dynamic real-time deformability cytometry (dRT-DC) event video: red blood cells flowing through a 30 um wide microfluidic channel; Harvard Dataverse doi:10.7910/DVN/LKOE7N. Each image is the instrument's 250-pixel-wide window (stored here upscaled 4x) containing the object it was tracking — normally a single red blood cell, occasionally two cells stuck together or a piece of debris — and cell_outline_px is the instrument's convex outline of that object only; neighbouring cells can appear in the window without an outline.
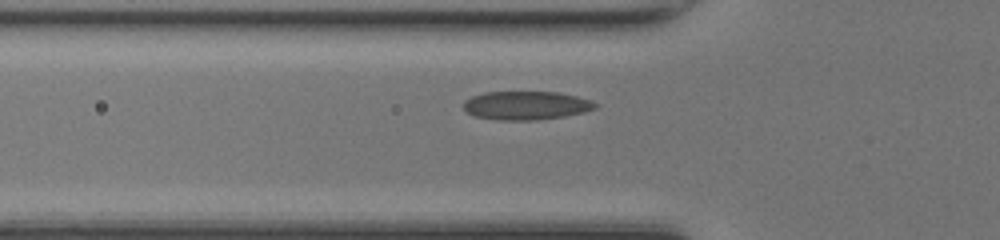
{"species": "common noctule bat (a hibernating species)", "species_latin": "Nyctalus noctula", "temperature_condition": "room temperature", "stored_images_in_passage": 34, "camera_frame_rate_fps": 3000, "um_per_image_px": 0.085, "animal": {"sex": "female", "body_mass_g": 17.0, "forearm_length_mm": 48.0}, "frame": {"image": 1, "passage_image": 2, "time_ms": 0.333, "image_size_px": [1000, 240], "cell_outline_px": [[600, 104], [596, 108], [584, 112], [564, 116], [536, 120], [500, 120], [476, 116], [468, 112], [464, 108], [464, 100], [472, 96], [484, 92], [560, 92], [592, 100]], "centroid_in_image_um": [44.76, 8.95], "position_along_channel_um": 81.0, "area_um2": 21.96}}
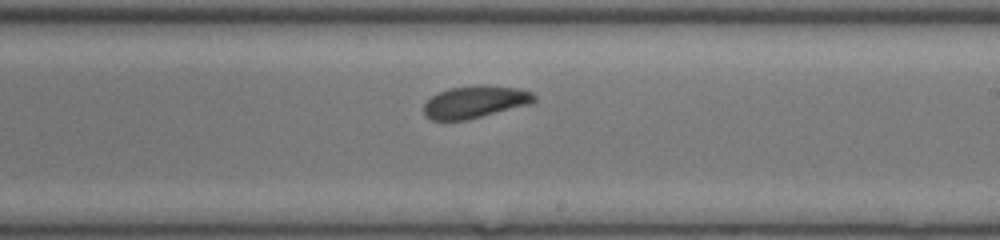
{"frame": {"image": 2, "passage_image": 14, "time_ms": 4.333, "image_size_px": [1000, 240], "cell_outline_px": [[536, 100], [532, 104], [464, 120], [432, 120], [424, 116], [424, 104], [436, 92], [448, 88], [480, 84], [484, 84], [520, 88], [532, 92], [536, 96]], "centroid_in_image_um": [40.4, 8.64], "position_along_channel_um": 248.6, "area_um2": 21.04}}
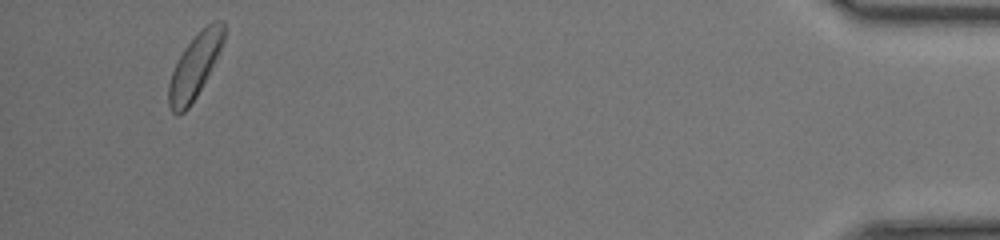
{"frame": {"image": 3, "passage_image": 32, "time_ms": 10.333, "image_size_px": [1000, 240], "cell_outline_px": [[224, 40], [196, 96], [188, 108], [180, 116], [176, 116], [172, 112], [168, 104], [168, 84], [172, 72], [184, 48], [212, 20], [224, 20]], "centroid_in_image_um": [16.51, 5.67], "position_along_channel_um": 418.7, "area_um2": 19.83}, "authors_computed_cell_mechanics": {"area_um2": 20.7502, "velocity_mm_per_s": 4.1817, "shape_relaxation_time_tau1_ms": 3.3607, "shape_relaxation_time_tau2_ms": 2.636, "deformation_change_tau1": 0.1026, "deformation_change_tau2": 0.0676}}